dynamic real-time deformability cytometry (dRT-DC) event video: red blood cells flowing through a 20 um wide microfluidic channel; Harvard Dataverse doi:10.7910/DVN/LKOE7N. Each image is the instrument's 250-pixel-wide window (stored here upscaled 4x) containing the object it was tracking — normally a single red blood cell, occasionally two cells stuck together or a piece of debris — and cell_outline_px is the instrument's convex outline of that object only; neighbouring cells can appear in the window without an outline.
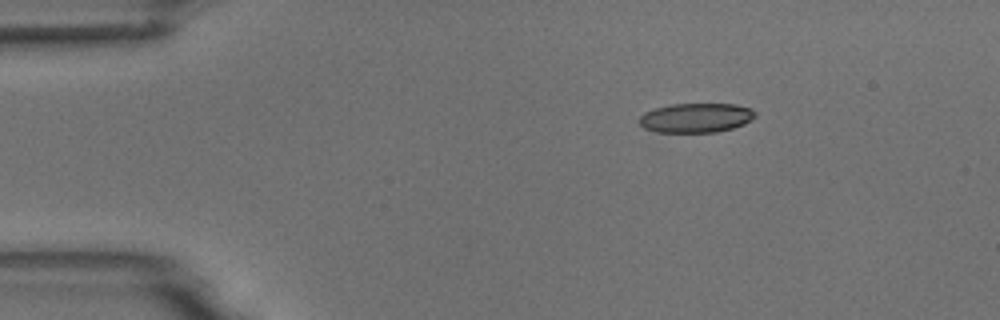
{"species": "common noctule bat (a hibernating species)", "species_latin": "Nyctalus noctula", "temperature_condition": "room temperature", "stored_images_in_passage": 3, "camera_frame_rate_fps": 3000, "um_per_image_px": 0.085, "animal": {"sex": "male", "body_mass_g": 18.8}, "frame": {"image": 1, "passage_image": 1, "time_ms": 0.0, "image_size_px": [1000, 320], "cell_outline_px": [[756, 116], [752, 120], [744, 124], [732, 128], [716, 132], [656, 132], [644, 128], [636, 120], [644, 112], [668, 104], [736, 104], [752, 108], [756, 112]], "centroid_in_image_um": [59.16, 10.01], "position_along_channel_um": 25.8, "area_um2": 20.11}}